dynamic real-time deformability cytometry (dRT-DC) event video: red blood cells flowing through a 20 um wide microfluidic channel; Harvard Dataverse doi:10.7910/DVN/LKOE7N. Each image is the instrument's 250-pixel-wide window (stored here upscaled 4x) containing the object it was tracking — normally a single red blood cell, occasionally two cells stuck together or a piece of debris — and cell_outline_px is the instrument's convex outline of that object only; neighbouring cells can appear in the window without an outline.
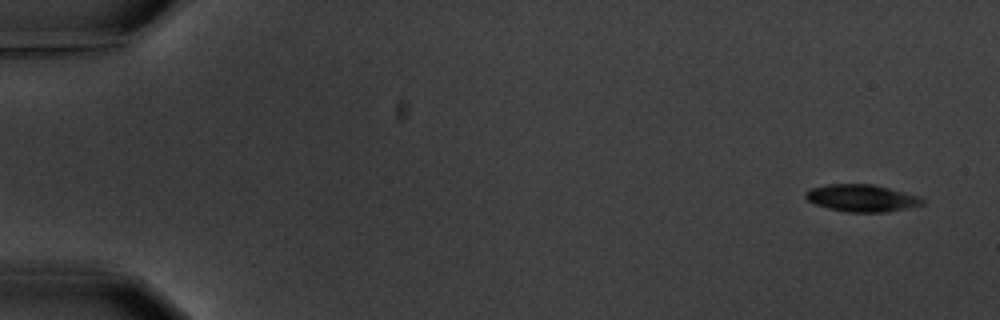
{"species": "common noctule bat (a hibernating species)", "species_latin": "Nyctalus noctula", "temperature_condition": "warm", "stored_images_in_passage": 6, "camera_frame_rate_fps": 3000, "um_per_image_px": 0.085, "animal": {"sex": "male", "body_mass_g": 20.1, "forearm_length_mm": 53.5}, "frame": {"image": 1, "passage_image": 1, "time_ms": 0.0, "image_size_px": [1000, 320], "cell_outline_px": [[924, 204], [908, 208], [888, 212], [848, 212], [828, 208], [816, 204], [808, 200], [804, 196], [804, 192], [812, 188], [828, 184], [872, 184], [920, 196], [924, 200]], "centroid_in_image_um": [73.26, 16.84], "position_along_channel_um": 11.7, "area_um2": 18.44}}
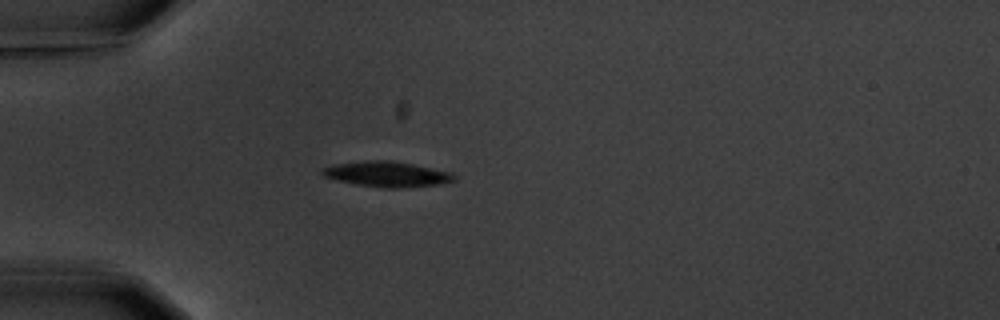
{"frame": {"image": 2, "passage_image": 5, "time_ms": 4.667, "image_size_px": [1000, 320], "cell_outline_px": [[456, 180], [440, 184], [396, 188], [384, 188], [356, 184], [336, 180], [324, 176], [320, 172], [324, 168], [332, 164], [364, 160], [392, 160], [452, 172], [456, 176]], "centroid_in_image_um": [32.88, 14.79], "position_along_channel_um": 52.1, "area_um2": 19.54}}